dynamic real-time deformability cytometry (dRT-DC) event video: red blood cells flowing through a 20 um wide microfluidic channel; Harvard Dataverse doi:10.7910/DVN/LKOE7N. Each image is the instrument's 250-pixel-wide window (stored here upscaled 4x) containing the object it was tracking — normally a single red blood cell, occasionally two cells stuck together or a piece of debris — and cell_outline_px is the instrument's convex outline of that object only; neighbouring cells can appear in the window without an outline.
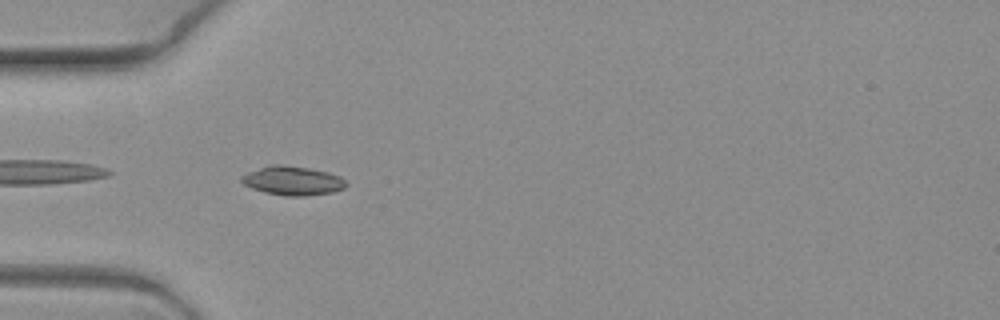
{"species": "common noctule bat (a hibernating species)", "species_latin": "Nyctalus noctula", "temperature_condition": "warm", "stored_images_in_passage": 9, "camera_frame_rate_fps": 3000, "um_per_image_px": 0.085, "animal": {"sex": "female", "body_mass_g": 19.3, "forearm_length_mm": 54.1}, "frame": {"image": 1, "passage_image": 7, "time_ms": 2.0, "image_size_px": [1000, 320], "cell_outline_px": [[348, 184], [344, 188], [332, 192], [304, 196], [284, 196], [264, 192], [252, 188], [244, 184], [240, 180], [240, 176], [248, 172], [268, 164], [284, 164], [308, 168], [328, 172], [340, 176]], "centroid_in_image_um": [24.85, 15.35], "position_along_channel_um": 60.2, "area_um2": 17.8}}